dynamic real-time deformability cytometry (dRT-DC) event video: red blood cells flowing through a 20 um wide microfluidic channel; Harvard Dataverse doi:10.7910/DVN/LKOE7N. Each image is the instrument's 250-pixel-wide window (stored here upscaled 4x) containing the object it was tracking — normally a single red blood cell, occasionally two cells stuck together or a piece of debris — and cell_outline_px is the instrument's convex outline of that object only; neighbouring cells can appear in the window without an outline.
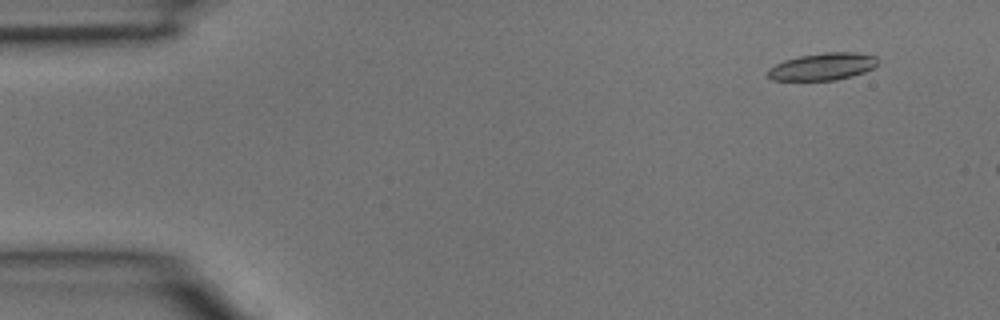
{"species": "common noctule bat (a hibernating species)", "species_latin": "Nyctalus noctula", "temperature_condition": "room temperature", "stored_images_in_passage": 3, "camera_frame_rate_fps": 3000, "um_per_image_px": 0.085, "animal": {"sex": "male", "body_mass_g": 15.6}, "frame": {"image": 1, "passage_image": 1, "time_ms": 0.0, "image_size_px": [1000, 320], "cell_outline_px": [[880, 60], [872, 68], [864, 72], [836, 80], [772, 80], [768, 76], [768, 68], [784, 60], [800, 56], [824, 52], [856, 52], [876, 56]], "centroid_in_image_um": [69.93, 5.65], "position_along_channel_um": 15.1, "area_um2": 17.4}}